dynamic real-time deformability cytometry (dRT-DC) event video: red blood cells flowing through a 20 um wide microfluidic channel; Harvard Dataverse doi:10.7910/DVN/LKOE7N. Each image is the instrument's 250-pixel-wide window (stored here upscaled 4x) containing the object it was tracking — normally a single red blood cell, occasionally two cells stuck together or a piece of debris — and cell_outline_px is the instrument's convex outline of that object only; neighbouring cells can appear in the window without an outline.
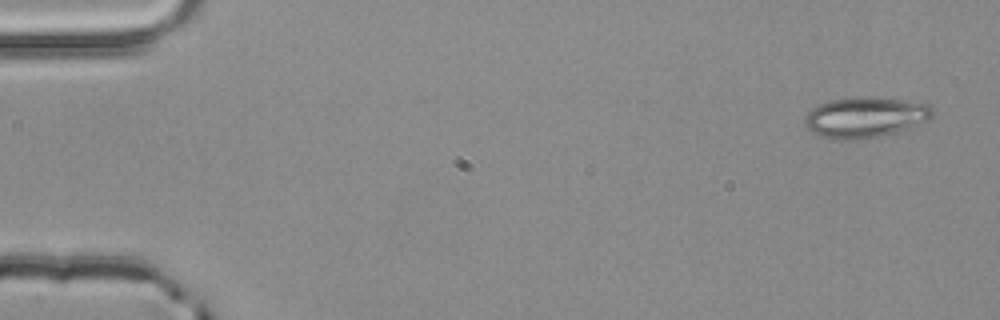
{"species": "common noctule bat (a hibernating species)", "species_latin": "Nyctalus noctula", "temperature_condition": "room temperature", "stored_images_in_passage": 4, "camera_frame_rate_fps": 3000, "um_per_image_px": 0.085, "animal": {"sex": "male", "body_mass_g": 20.4}, "frame": {"image": 1, "passage_image": 1, "time_ms": 0.0, "image_size_px": [1000, 320], "cell_outline_px": [[936, 112], [928, 120], [892, 132], [876, 136], [856, 140], [832, 140], [820, 136], [812, 132], [804, 124], [804, 116], [812, 108], [820, 104], [832, 100], [856, 96], [872, 96], [904, 100], [928, 104]], "centroid_in_image_um": [73.49, 9.95], "position_along_channel_um": 11.5, "area_um2": 30.17}}
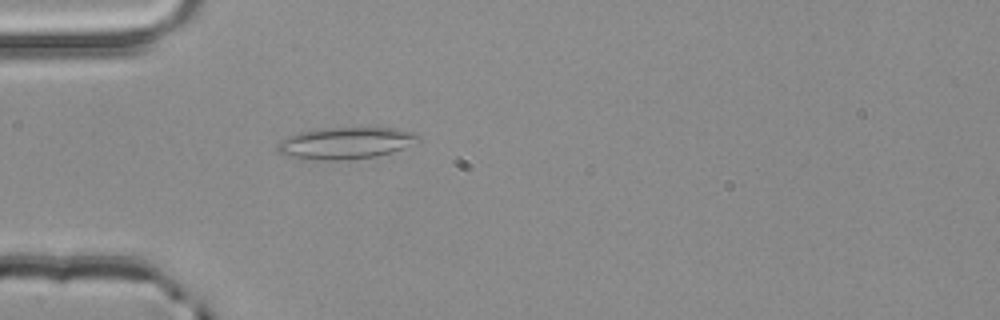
{"frame": {"image": 2, "passage_image": 4, "time_ms": 1.0, "image_size_px": [1000, 320], "cell_outline_px": [[420, 140], [404, 148], [392, 152], [376, 156], [340, 160], [300, 160], [288, 156], [280, 152], [276, 148], [280, 140], [288, 136], [300, 132], [328, 128], [396, 128], [416, 132], [420, 136]], "centroid_in_image_um": [29.38, 12.17], "position_along_channel_um": 55.6, "area_um2": 26.13}}